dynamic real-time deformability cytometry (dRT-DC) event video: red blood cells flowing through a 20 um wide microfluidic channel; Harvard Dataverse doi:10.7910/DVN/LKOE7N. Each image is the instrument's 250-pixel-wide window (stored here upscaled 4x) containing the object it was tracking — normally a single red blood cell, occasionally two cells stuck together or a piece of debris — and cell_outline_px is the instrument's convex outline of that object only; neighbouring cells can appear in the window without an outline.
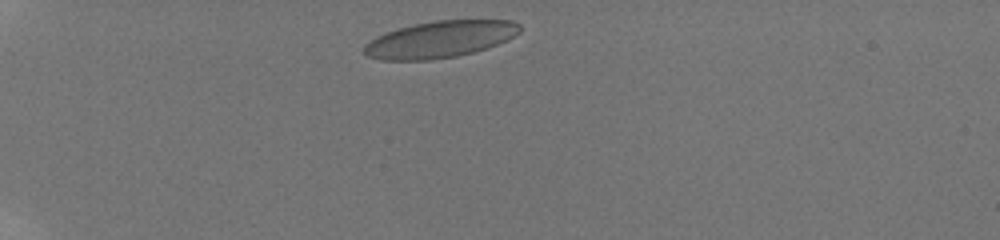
{"species": "human", "species_latin": "Homo sapiens", "temperature_condition": "room temperature", "stored_images_in_passage": 47, "camera_frame_rate_fps": 3000, "um_per_image_px": 0.085, "donor": {"sex": "male"}, "frame": {"image": 1, "passage_image": 3, "time_ms": 0.333, "image_size_px": [1000, 240], "cell_outline_px": [[520, 32], [496, 44], [472, 52], [456, 56], [428, 60], [380, 60], [368, 56], [360, 52], [364, 44], [376, 36], [384, 32], [396, 28], [436, 20], [512, 20], [520, 24]], "centroid_in_image_um": [37.31, 3.34], "position_along_channel_um": 47.7, "area_um2": 33.23}}
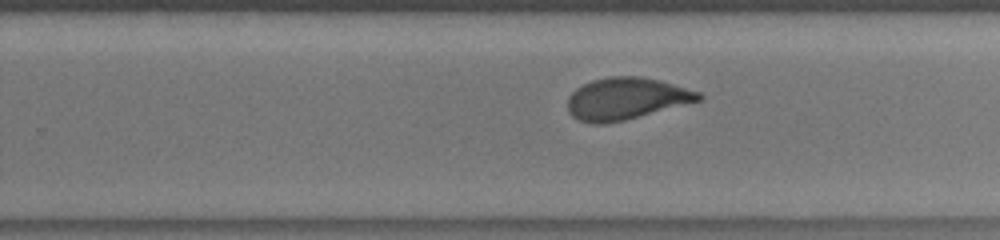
{"frame": {"image": 2, "passage_image": 27, "time_ms": 7.667, "image_size_px": [1000, 240], "cell_outline_px": [[704, 100], [624, 120], [604, 124], [592, 124], [580, 120], [572, 116], [568, 112], [568, 96], [576, 88], [592, 80], [608, 76], [640, 76], [660, 80], [700, 92], [704, 96]], "centroid_in_image_um": [53.24, 8.38], "position_along_channel_um": 276.6, "area_um2": 32.19}}
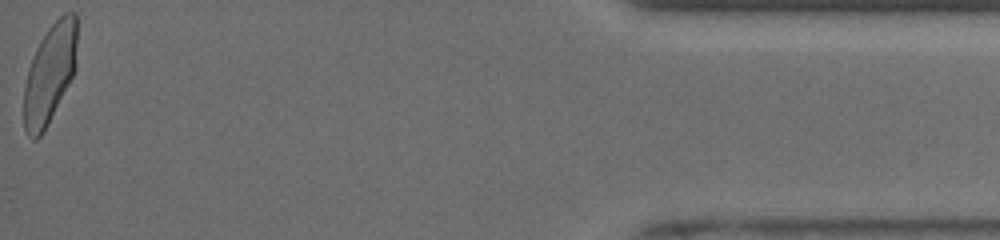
{"frame": {"image": 3, "passage_image": 46, "time_ms": 13.333, "image_size_px": [1000, 240], "cell_outline_px": [[76, 68], [44, 132], [36, 140], [32, 140], [28, 136], [24, 128], [24, 88], [28, 68], [36, 48], [40, 40], [48, 28], [64, 12], [76, 12]], "centroid_in_image_um": [4.22, 6.27], "position_along_channel_um": 431.0, "area_um2": 30.63}, "authors_computed_cell_mechanics": {"area_um2": 32.7148, "velocity_mm_per_s": 3.8772, "shape_relaxation_time_tau1_ms": 7.6491, "shape_relaxation_time_tau2_ms": 0.8139, "deformation_change_tau1": 0.2066, "deformation_change_tau2": 0.0637}}